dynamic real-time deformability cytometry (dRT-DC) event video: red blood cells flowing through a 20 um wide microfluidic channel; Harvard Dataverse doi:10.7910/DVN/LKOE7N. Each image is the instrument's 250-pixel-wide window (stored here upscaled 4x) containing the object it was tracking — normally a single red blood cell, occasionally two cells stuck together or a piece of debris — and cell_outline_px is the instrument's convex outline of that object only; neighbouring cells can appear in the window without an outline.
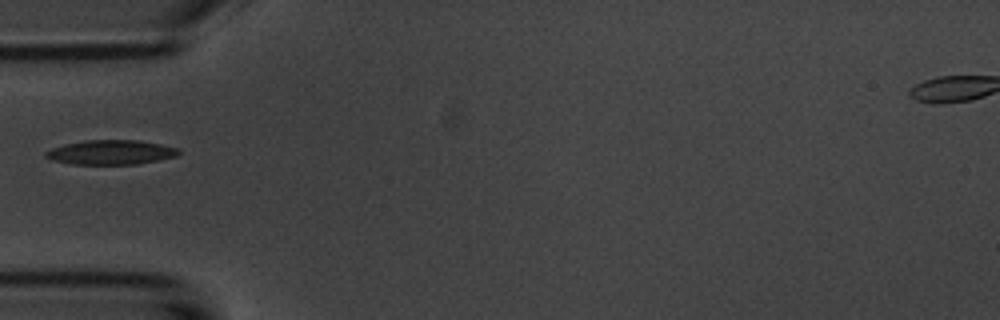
{"species": "common noctule bat (a hibernating species)", "species_latin": "Nyctalus noctula", "temperature_condition": "room temperature", "stored_images_in_passage": 38, "camera_frame_rate_fps": 3000, "um_per_image_px": 0.085, "animal": {"sex": "male", "body_mass_g": 20.1, "forearm_length_mm": 53.5}, "frame": {"image": 1, "passage_image": 1, "time_ms": 0.0, "image_size_px": [1000, 320], "cell_outline_px": [[180, 152], [176, 156], [136, 164], [72, 164], [52, 160], [44, 156], [44, 152], [52, 148], [64, 144], [84, 140], [136, 140], [160, 144], [180, 148]], "centroid_in_image_um": [9.4, 12.94], "position_along_channel_um": 75.6, "area_um2": 18.9}}
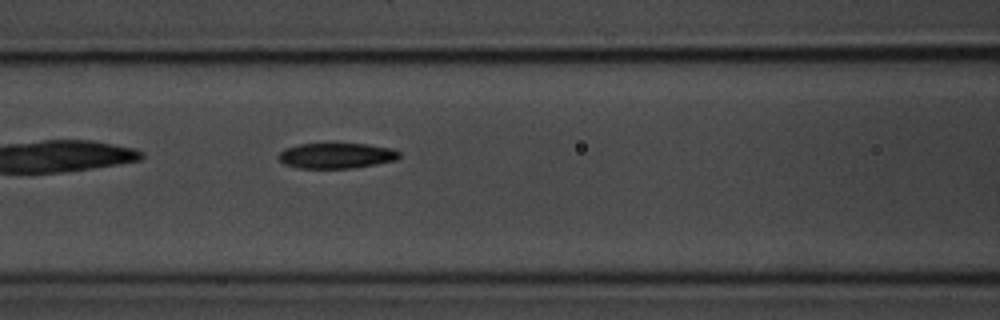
{"frame": {"image": 2, "passage_image": 6, "time_ms": 1.667, "image_size_px": [1000, 320], "cell_outline_px": [[400, 156], [396, 160], [376, 164], [352, 168], [300, 168], [284, 164], [276, 156], [284, 148], [300, 144], [368, 144], [392, 148], [400, 152]], "centroid_in_image_um": [28.59, 13.23], "position_along_channel_um": 138.0, "area_um2": 17.92}}
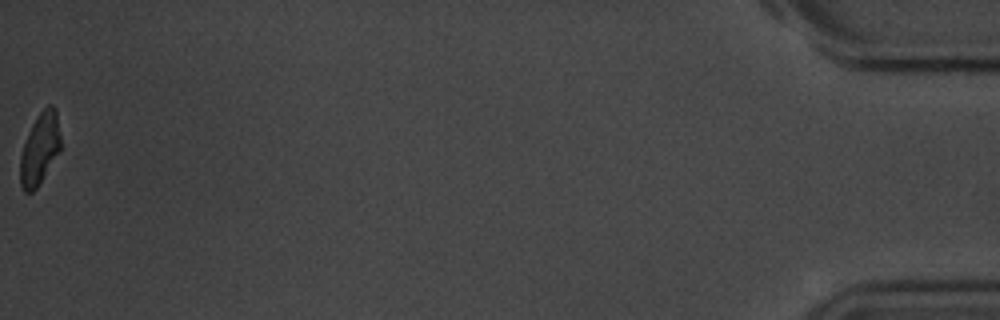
{"frame": {"image": 3, "passage_image": 38, "time_ms": 12.333, "image_size_px": [1000, 320], "cell_outline_px": [[60, 148], [36, 188], [32, 192], [24, 192], [20, 184], [20, 156], [28, 132], [32, 124], [40, 112], [48, 104], [52, 104], [56, 108], [60, 136]], "centroid_in_image_um": [3.36, 12.61], "position_along_channel_um": 431.8, "area_um2": 16.47}}